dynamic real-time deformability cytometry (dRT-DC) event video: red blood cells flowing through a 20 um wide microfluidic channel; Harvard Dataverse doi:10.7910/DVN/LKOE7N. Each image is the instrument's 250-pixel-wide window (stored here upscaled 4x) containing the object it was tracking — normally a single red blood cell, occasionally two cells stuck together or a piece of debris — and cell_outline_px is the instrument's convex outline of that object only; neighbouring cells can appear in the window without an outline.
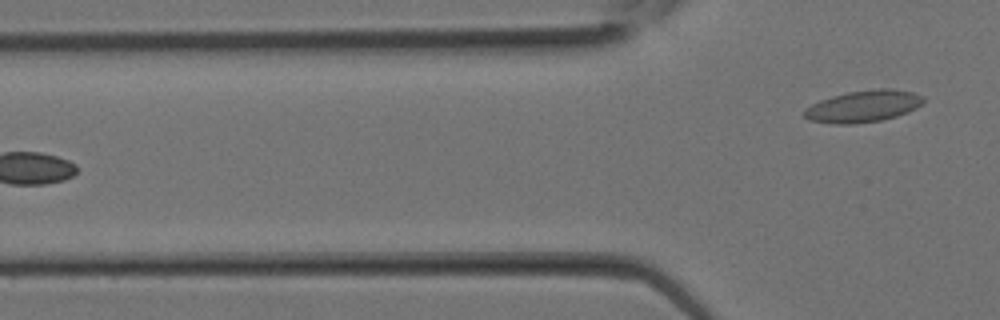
{"species": "Egyptian fruit bat (a non-hibernating species)", "species_latin": "Rousettus aegyptiacus", "temperature_condition": "room temperature", "stored_images_in_passage": 6, "segment_of_instrument_passage": [2, 2], "camera_frame_rate_fps": 3000, "um_per_image_px": 0.085, "animal": {"sex": "female"}, "frame": {"image": 1, "passage_image": 6, "time_ms": 1.667, "image_size_px": [1000, 320], "cell_outline_px": [[924, 100], [916, 108], [908, 112], [896, 116], [880, 120], [852, 124], [832, 124], [808, 120], [804, 116], [804, 108], [820, 100], [832, 96], [848, 92], [876, 88], [892, 88], [912, 92], [924, 96]], "centroid_in_image_um": [73.36, 9.03], "position_along_channel_um": 52.4, "area_um2": 22.14}}